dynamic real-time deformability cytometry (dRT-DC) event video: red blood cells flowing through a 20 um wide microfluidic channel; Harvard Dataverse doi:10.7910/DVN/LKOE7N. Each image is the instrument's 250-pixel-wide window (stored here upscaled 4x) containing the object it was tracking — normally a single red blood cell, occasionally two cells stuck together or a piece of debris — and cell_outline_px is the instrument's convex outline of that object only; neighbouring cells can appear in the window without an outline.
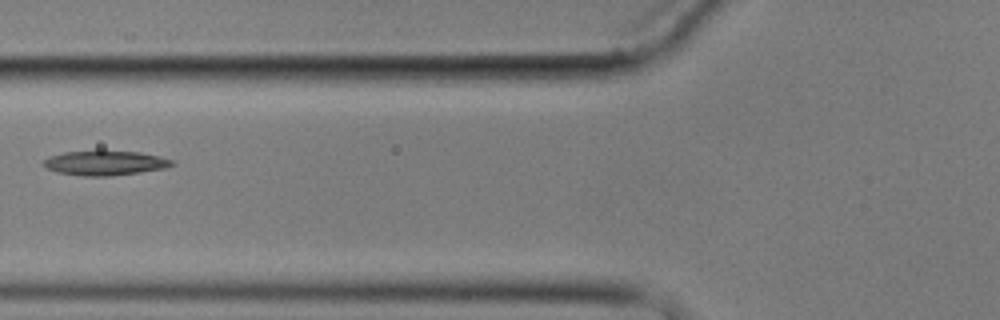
{"species": "common noctule bat (a hibernating species)", "species_latin": "Nyctalus noctula", "temperature_condition": "cold", "stored_images_in_passage": 14, "camera_frame_rate_fps": 3000, "um_per_image_px": 0.085, "animal": {"sex": "male", "body_mass_g": 17.9}, "frame": {"image": 1, "passage_image": 5, "time_ms": 6.0, "image_size_px": [1000, 320], "cell_outline_px": [[176, 164], [164, 168], [140, 172], [108, 176], [84, 176], [56, 172], [48, 168], [44, 164], [44, 160], [48, 156], [64, 152], [96, 148], [100, 148], [140, 152], [160, 156], [172, 160]], "centroid_in_image_um": [8.92, 13.8], "position_along_channel_um": 116.9, "area_um2": 19.13}}
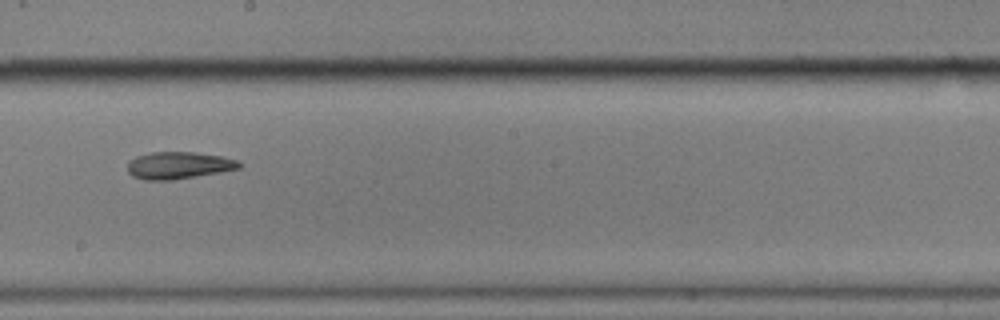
{"frame": {"image": 2, "passage_image": 8, "time_ms": 9.333, "image_size_px": [1000, 320], "cell_outline_px": [[244, 164], [240, 168], [220, 172], [172, 180], [144, 180], [132, 176], [128, 172], [128, 160], [136, 156], [152, 152], [192, 152], [220, 156], [236, 160]], "centroid_in_image_um": [15.16, 14.06], "position_along_channel_um": 233.0, "area_um2": 17.63}}
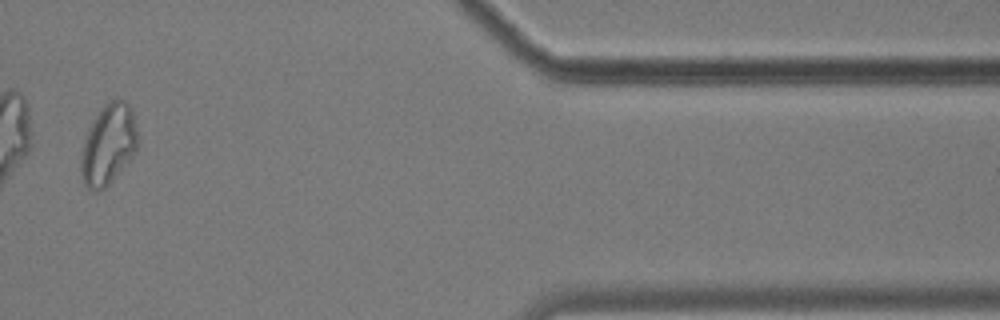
{"frame": {"image": 3, "passage_image": 13, "time_ms": 15.333, "image_size_px": [1000, 320], "cell_outline_px": [[140, 140], [136, 152], [112, 180], [104, 188], [96, 192], [88, 188], [84, 184], [80, 172], [80, 156], [84, 140], [88, 128], [104, 104], [112, 96], [116, 96], [124, 100], [132, 108], [140, 136]], "centroid_in_image_um": [9.24, 12.23], "position_along_channel_um": 402.2, "area_um2": 27.28}, "authors_computed_cell_mechanics": {"area_um2": 22.1374, "velocity_mm_per_s": 3.4746, "shape_relaxation_time_tau1_ms": null, "shape_relaxation_time_tau2_ms": 10.7408, "deformation_change_tau1": null, "deformation_change_tau2": 0.1891}}